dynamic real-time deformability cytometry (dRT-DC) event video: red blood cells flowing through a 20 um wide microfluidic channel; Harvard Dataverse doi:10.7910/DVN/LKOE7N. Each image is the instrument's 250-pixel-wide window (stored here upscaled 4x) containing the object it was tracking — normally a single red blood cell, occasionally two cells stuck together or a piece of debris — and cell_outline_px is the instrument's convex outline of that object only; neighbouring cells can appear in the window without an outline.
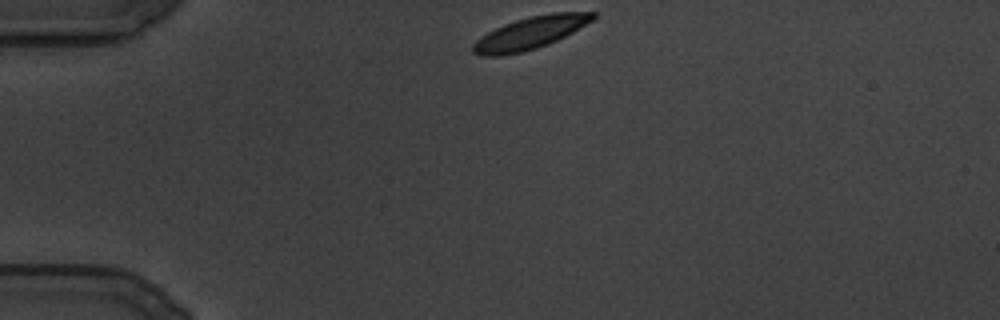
{"species": "common noctule bat (a hibernating species)", "species_latin": "Nyctalus noctula", "temperature_condition": "cold", "stored_images_in_passage": 98, "camera_frame_rate_fps": 3000, "um_per_image_px": 0.085, "animal": {"sex": "male", "body_mass_g": 19.5, "forearm_length_mm": 54.6}, "frame": {"image": 1, "passage_image": 1, "time_ms": 0.0, "image_size_px": [1000, 320], "cell_outline_px": [[596, 16], [592, 20], [572, 32], [548, 44], [524, 52], [500, 56], [480, 56], [472, 52], [472, 44], [476, 40], [488, 32], [504, 24], [528, 16], [552, 12], [596, 12]], "centroid_in_image_um": [45.03, 2.81], "position_along_channel_um": 40.0, "area_um2": 22.48}}
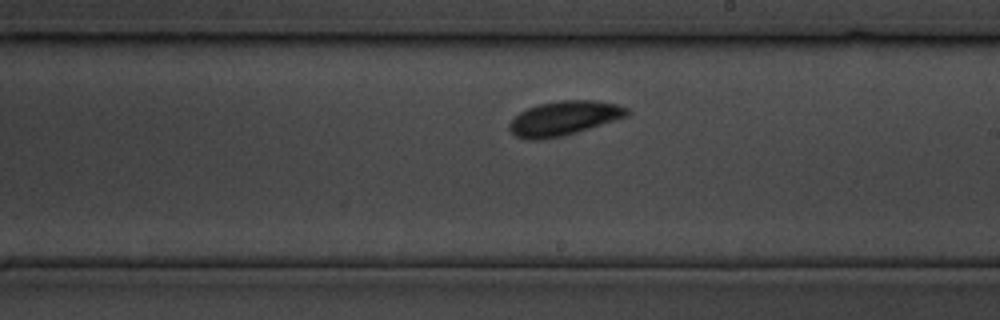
{"frame": {"image": 2, "passage_image": 46, "time_ms": 15.0, "image_size_px": [1000, 320], "cell_outline_px": [[632, 112], [628, 116], [576, 132], [560, 136], [540, 140], [524, 140], [516, 136], [508, 128], [508, 124], [520, 112], [528, 108], [540, 104], [560, 100], [592, 100], [616, 104], [628, 108]], "centroid_in_image_um": [47.93, 10.05], "position_along_channel_um": 241.1, "area_um2": 23.41}}
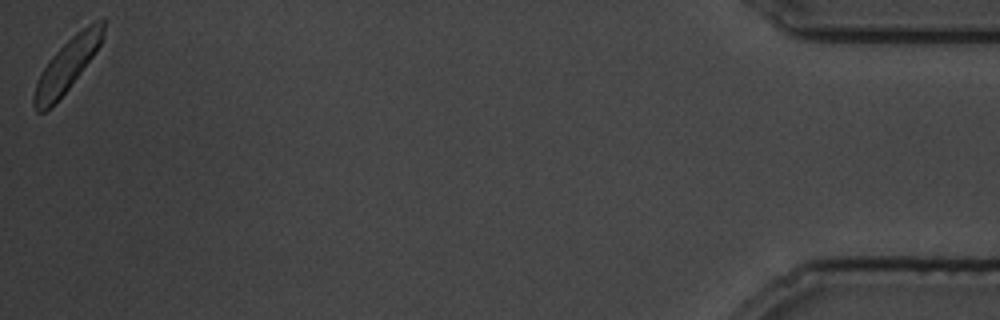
{"frame": {"image": 3, "passage_image": 97, "time_ms": 32.0, "image_size_px": [1000, 320], "cell_outline_px": [[104, 36], [100, 44], [92, 56], [68, 88], [44, 112], [36, 112], [32, 104], [32, 96], [40, 72], [48, 60], [76, 32], [88, 24], [104, 16]], "centroid_in_image_um": [5.68, 5.51], "position_along_channel_um": 429.5, "area_um2": 20.75}}